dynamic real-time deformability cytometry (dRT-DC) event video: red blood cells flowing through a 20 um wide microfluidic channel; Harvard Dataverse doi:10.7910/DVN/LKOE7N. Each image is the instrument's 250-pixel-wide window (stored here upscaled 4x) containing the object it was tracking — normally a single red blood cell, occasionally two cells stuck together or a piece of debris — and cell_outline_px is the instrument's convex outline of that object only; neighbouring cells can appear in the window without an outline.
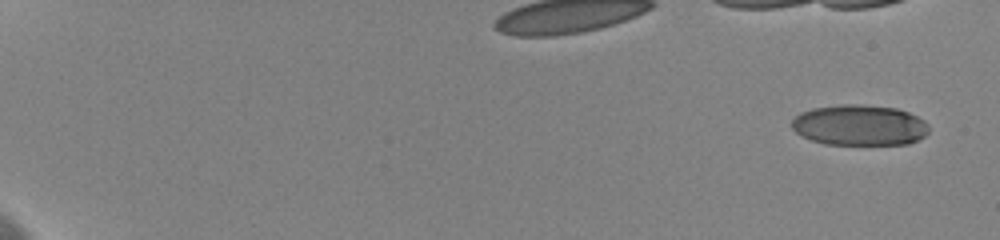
{"species": "human", "species_latin": "Homo sapiens", "temperature_condition": "cold", "stored_images_in_passage": 20, "camera_frame_rate_fps": 3000, "um_per_image_px": 0.085, "donor": {"sex": "female"}, "frame": {"image": 1, "passage_image": 1, "time_ms": 0.0, "image_size_px": [1000, 240], "cell_outline_px": [[928, 132], [924, 136], [908, 144], [824, 144], [812, 140], [796, 132], [792, 128], [792, 120], [800, 112], [812, 108], [844, 104], [848, 104], [896, 108], [908, 112], [924, 120], [928, 124]], "centroid_in_image_um": [73.05, 10.64], "position_along_channel_um": 11.9, "area_um2": 32.25}, "authors_computed_cell_mechanics": {"area_um2": 34.9401, "velocity_mm_per_s": 3.6161, "shape_relaxation_time_tau1_ms": 3.583, "shape_relaxation_time_tau2_ms": 0.9665, "deformation_change_tau1": 0.1432, "deformation_change_tau2": 0.0698}}